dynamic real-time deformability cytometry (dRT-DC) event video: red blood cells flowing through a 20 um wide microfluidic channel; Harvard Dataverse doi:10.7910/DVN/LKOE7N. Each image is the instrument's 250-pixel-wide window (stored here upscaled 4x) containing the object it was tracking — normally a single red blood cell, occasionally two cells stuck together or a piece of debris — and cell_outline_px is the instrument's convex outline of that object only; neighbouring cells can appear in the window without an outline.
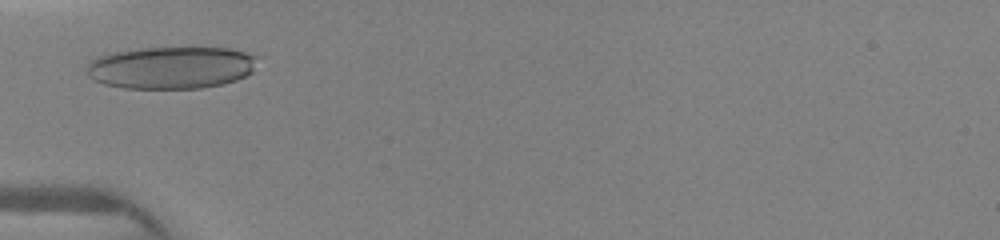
{"species": "human", "species_latin": "Homo sapiens", "temperature_condition": "warm", "stored_images_in_passage": 14, "camera_frame_rate_fps": 3000, "um_per_image_px": 0.085, "donor": {"sex": "female"}, "frame": {"image": 1, "passage_image": 4, "time_ms": 1.333, "image_size_px": [1000, 240], "cell_outline_px": [[256, 56], [252, 72], [236, 80], [224, 84], [200, 88], [124, 88], [104, 84], [88, 76], [84, 68], [88, 60], [100, 56], [116, 52], [140, 48], [228, 48], [244, 52]], "centroid_in_image_um": [14.5, 5.75], "position_along_channel_um": 70.5, "area_um2": 41.96}}
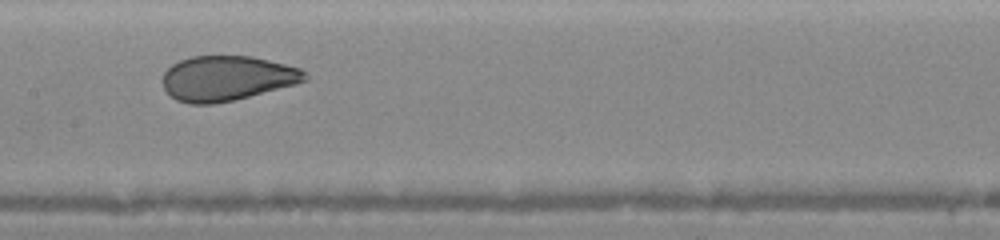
{"frame": {"image": 2, "passage_image": 10, "time_ms": 4.0, "image_size_px": [1000, 240], "cell_outline_px": [[308, 80], [296, 84], [232, 100], [212, 104], [188, 104], [176, 100], [164, 88], [164, 72], [172, 64], [180, 60], [192, 56], [252, 56], [300, 68], [308, 76]], "centroid_in_image_um": [19.29, 6.65], "position_along_channel_um": 188.1, "area_um2": 36.93}}
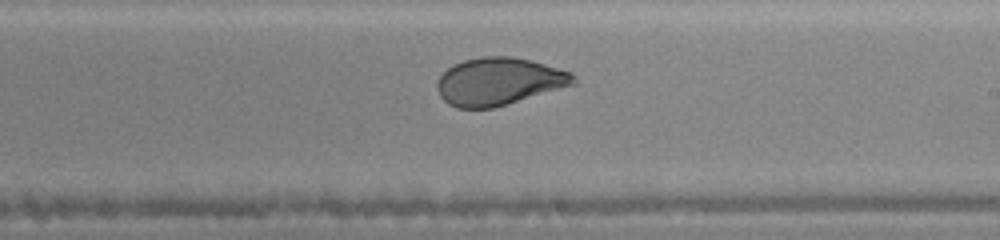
{"frame": {"image": 3, "passage_image": 13, "time_ms": 5.333, "image_size_px": [1000, 240], "cell_outline_px": [[576, 84], [492, 108], [456, 108], [448, 104], [440, 96], [436, 88], [436, 84], [440, 76], [448, 68], [464, 60], [480, 56], [512, 56], [532, 60], [568, 72], [576, 80]], "centroid_in_image_um": [42.37, 6.92], "position_along_channel_um": 246.6, "area_um2": 37.45}}